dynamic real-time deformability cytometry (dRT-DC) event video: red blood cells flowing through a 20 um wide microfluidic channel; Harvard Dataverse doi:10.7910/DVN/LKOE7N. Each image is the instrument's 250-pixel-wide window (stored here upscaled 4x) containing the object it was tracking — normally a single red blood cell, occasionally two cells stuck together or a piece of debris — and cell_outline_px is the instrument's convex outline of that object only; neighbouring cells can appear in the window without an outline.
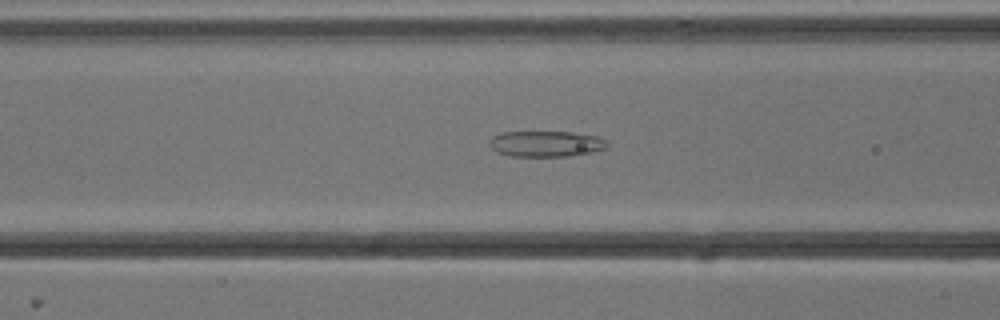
{"species": "common noctule bat (a hibernating species)", "species_latin": "Nyctalus noctula", "temperature_condition": "cold", "stored_images_in_passage": 53, "camera_frame_rate_fps": 3000, "um_per_image_px": 0.085, "animal": {"sex": "male", "body_mass_g": 13.3}, "frame": {"image": 1, "passage_image": 21, "time_ms": 6.667, "image_size_px": [1000, 320], "cell_outline_px": [[608, 144], [604, 148], [592, 152], [572, 156], [508, 156], [496, 152], [488, 144], [488, 140], [492, 136], [500, 132], [572, 132], [600, 136], [608, 140]], "centroid_in_image_um": [46.39, 12.22], "position_along_channel_um": 120.2, "area_um2": 18.03}}
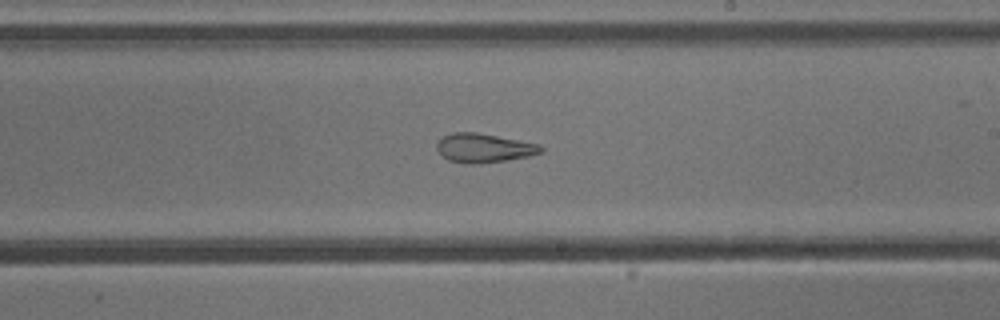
{"frame": {"image": 2, "passage_image": 31, "time_ms": 10.0, "image_size_px": [1000, 320], "cell_outline_px": [[544, 152], [528, 156], [504, 160], [476, 164], [468, 164], [448, 160], [436, 148], [436, 144], [444, 136], [452, 132], [476, 132], [540, 144], [544, 148]], "centroid_in_image_um": [41.15, 12.57], "position_along_channel_um": 247.9, "area_um2": 17.46}}
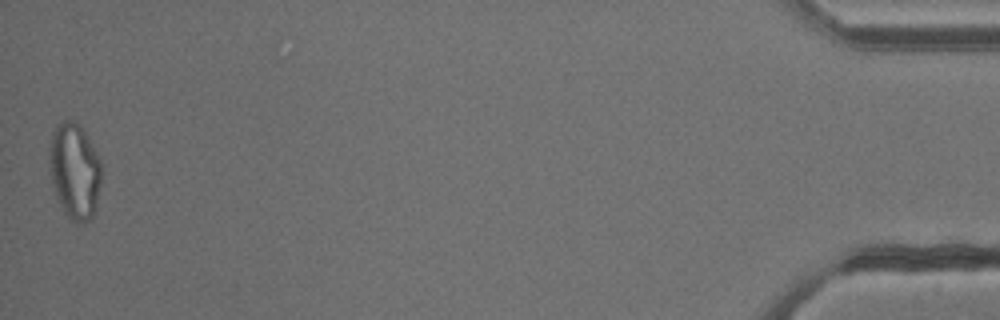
{"frame": {"image": 3, "passage_image": 53, "time_ms": 17.333, "image_size_px": [1000, 320], "cell_outline_px": [[100, 184], [96, 208], [92, 216], [88, 220], [76, 224], [64, 212], [56, 196], [48, 168], [52, 132], [56, 124], [64, 120], [76, 120], [84, 128], [100, 160]], "centroid_in_image_um": [6.33, 14.49], "position_along_channel_um": 428.9, "area_um2": 29.25}, "authors_computed_cell_mechanics": {"area_um2": 23.1778, "velocity_mm_per_s": 3.8203, "shape_relaxation_time_tau1_ms": null, "shape_relaxation_time_tau2_ms": 2.8436, "deformation_change_tau1": null, "deformation_change_tau2": 0.1253}}